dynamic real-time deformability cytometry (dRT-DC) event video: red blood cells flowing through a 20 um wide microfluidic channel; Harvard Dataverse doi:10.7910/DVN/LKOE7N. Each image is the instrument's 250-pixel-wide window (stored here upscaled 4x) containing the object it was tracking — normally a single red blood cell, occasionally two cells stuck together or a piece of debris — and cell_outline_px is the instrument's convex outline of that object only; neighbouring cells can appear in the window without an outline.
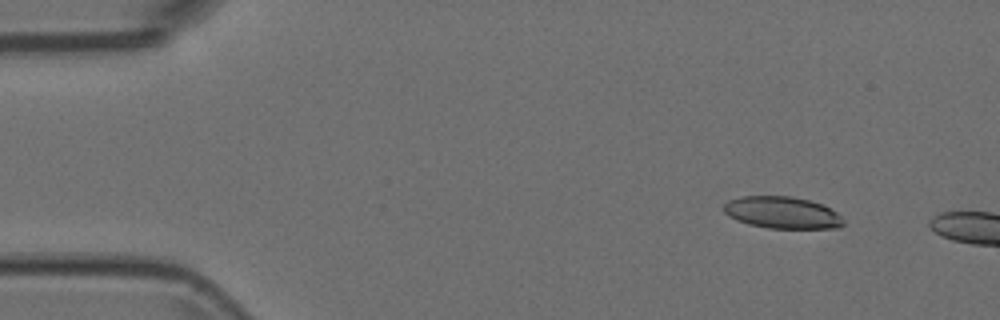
{"species": "Egyptian fruit bat (a non-hibernating species)", "species_latin": "Rousettus aegyptiacus", "temperature_condition": "room temperature", "stored_images_in_passage": 9, "camera_frame_rate_fps": 3000, "um_per_image_px": 0.085, "animal": {"sex": "female"}, "frame": {"image": 1, "passage_image": 6, "time_ms": 1.667, "image_size_px": [1000, 320], "cell_outline_px": [[844, 224], [840, 228], [768, 228], [748, 224], [736, 220], [728, 216], [724, 212], [724, 204], [728, 200], [744, 196], [792, 196], [824, 204], [836, 212], [844, 220]], "centroid_in_image_um": [66.5, 18.07], "position_along_channel_um": 18.5, "area_um2": 22.37}}